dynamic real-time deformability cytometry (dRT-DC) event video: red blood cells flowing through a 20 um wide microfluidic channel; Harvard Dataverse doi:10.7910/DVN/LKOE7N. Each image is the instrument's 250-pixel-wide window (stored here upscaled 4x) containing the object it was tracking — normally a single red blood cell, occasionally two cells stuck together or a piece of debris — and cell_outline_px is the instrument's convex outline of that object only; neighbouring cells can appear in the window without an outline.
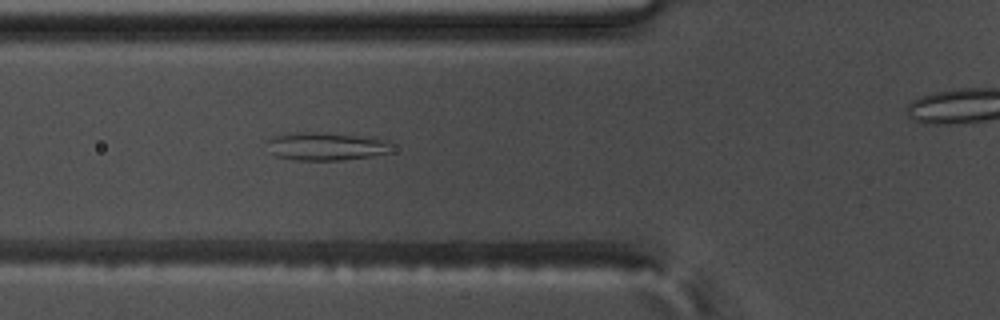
{"species": "common noctule bat (a hibernating species)", "species_latin": "Nyctalus noctula", "temperature_condition": "warm", "stored_images_in_passage": 47, "camera_frame_rate_fps": 3000, "um_per_image_px": 0.085, "animal": {"sex": "male", "body_mass_g": 17.5, "forearm_length_mm": 52.3}, "frame": {"image": 1, "passage_image": 19, "time_ms": 6.0, "image_size_px": [1000, 320], "cell_outline_px": [[392, 140], [388, 152], [372, 156], [340, 160], [296, 160], [276, 156], [268, 152], [268, 140], [272, 136], [284, 132], [324, 132], [372, 136]], "centroid_in_image_um": [27.71, 12.41], "position_along_channel_um": 98.1, "area_um2": 20.98}}
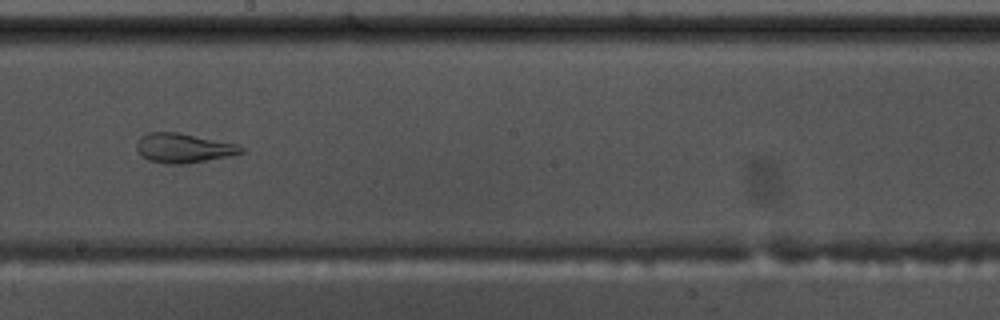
{"frame": {"image": 2, "passage_image": 30, "time_ms": 9.667, "image_size_px": [1000, 320], "cell_outline_px": [[244, 152], [228, 156], [184, 164], [164, 164], [148, 160], [140, 156], [136, 148], [136, 144], [140, 136], [148, 132], [180, 132], [236, 144], [244, 148]], "centroid_in_image_um": [15.54, 12.58], "position_along_channel_um": 232.7, "area_um2": 18.03}}
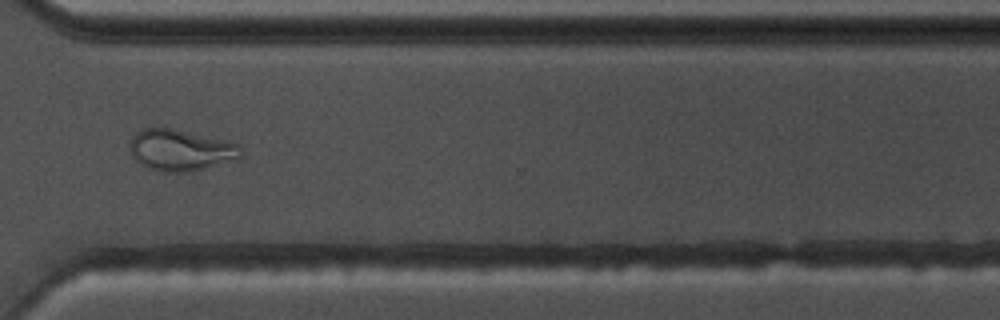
{"frame": {"image": 3, "passage_image": 40, "time_ms": 13.0, "image_size_px": [1000, 320], "cell_outline_px": [[244, 156], [240, 160], [192, 172], [164, 172], [148, 168], [140, 164], [132, 156], [128, 144], [132, 136], [136, 132], [144, 128], [172, 128], [228, 140], [236, 144], [244, 152]], "centroid_in_image_um": [15.4, 12.77], "position_along_channel_um": 355.2, "area_um2": 27.46}}